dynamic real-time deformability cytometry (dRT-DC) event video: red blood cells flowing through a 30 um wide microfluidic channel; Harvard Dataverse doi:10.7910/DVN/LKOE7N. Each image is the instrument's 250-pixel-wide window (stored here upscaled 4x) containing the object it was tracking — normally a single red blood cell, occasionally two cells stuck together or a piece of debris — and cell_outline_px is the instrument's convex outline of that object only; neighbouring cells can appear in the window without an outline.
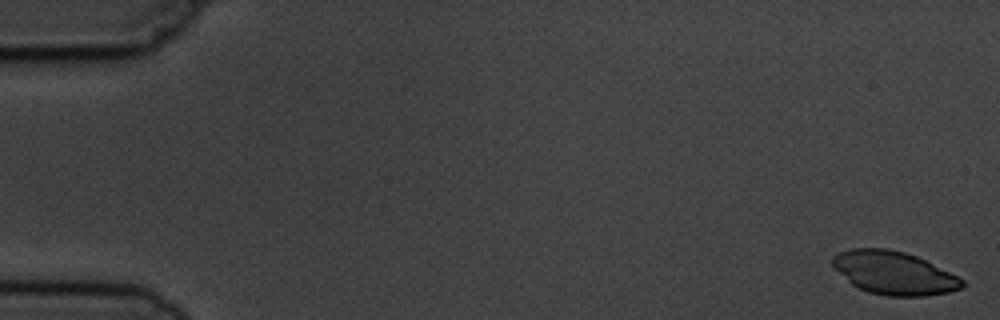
{"species": "common noctule bat (a hibernating species)", "species_latin": "Nyctalus noctula", "temperature_condition": "cold", "stored_images_in_passage": 10, "camera_frame_rate_fps": 3000, "um_per_image_px": 0.085, "animal": {"sex": "male", "body_mass_g": 19.5, "forearm_length_mm": 54.6}, "frame": {"image": 1, "passage_image": 1, "time_ms": 0.0, "image_size_px": [1000, 320], "cell_outline_px": [[964, 284], [960, 288], [948, 292], [924, 296], [884, 296], [868, 292], [852, 284], [832, 264], [832, 256], [840, 252], [852, 248], [888, 248], [904, 252], [916, 256], [964, 280]], "centroid_in_image_um": [75.96, 23.2], "position_along_channel_um": 9.0, "area_um2": 32.08}}